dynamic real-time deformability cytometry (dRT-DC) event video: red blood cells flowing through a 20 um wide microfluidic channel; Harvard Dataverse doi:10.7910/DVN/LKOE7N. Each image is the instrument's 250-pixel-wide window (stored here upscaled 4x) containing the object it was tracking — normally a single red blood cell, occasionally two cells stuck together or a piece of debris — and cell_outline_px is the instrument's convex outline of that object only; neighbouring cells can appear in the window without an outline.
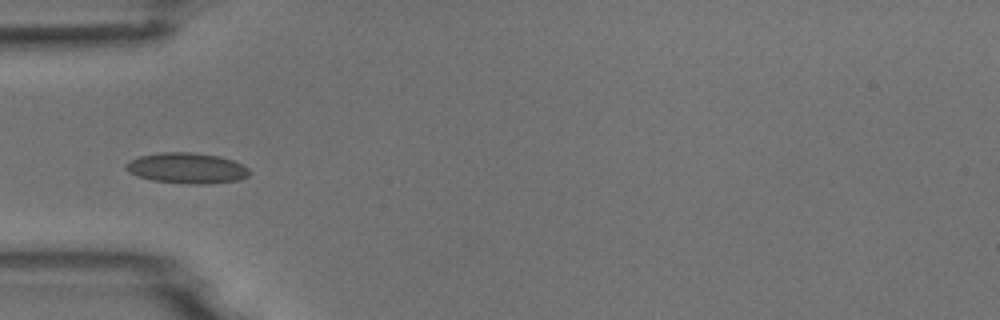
{"species": "common noctule bat (a hibernating species)", "species_latin": "Nyctalus noctula", "temperature_condition": "room temperature", "stored_images_in_passage": 9, "camera_frame_rate_fps": 3000, "um_per_image_px": 0.085, "animal": {"sex": "male", "body_mass_g": 18.8}, "frame": {"image": 1, "passage_image": 6, "time_ms": 6.0, "image_size_px": [1000, 320], "cell_outline_px": [[252, 172], [248, 176], [240, 180], [200, 184], [188, 184], [152, 180], [128, 172], [124, 168], [124, 164], [128, 160], [140, 156], [160, 152], [192, 152], [220, 156], [244, 164]], "centroid_in_image_um": [15.89, 14.28], "position_along_channel_um": 69.1, "area_um2": 22.25}}